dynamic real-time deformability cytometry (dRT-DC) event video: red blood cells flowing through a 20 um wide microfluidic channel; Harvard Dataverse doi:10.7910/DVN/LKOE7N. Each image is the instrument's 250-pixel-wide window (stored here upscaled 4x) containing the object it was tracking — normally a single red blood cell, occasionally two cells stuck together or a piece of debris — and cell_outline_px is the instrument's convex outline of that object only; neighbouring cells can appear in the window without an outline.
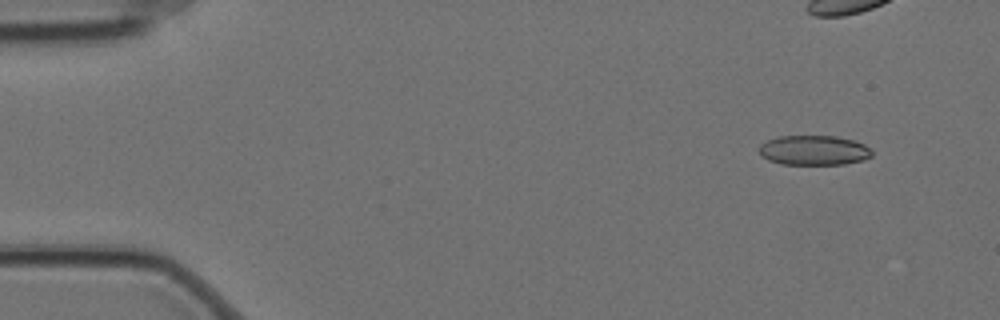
{"species": "Egyptian fruit bat (a non-hibernating species)", "species_latin": "Rousettus aegyptiacus", "temperature_condition": "cold", "stored_images_in_passage": 5, "camera_frame_rate_fps": 3000, "um_per_image_px": 0.085, "animal": {"sex": "female"}, "frame": {"image": 1, "passage_image": 1, "time_ms": 0.0, "image_size_px": [1000, 320], "cell_outline_px": [[872, 156], [864, 160], [844, 164], [780, 164], [768, 160], [760, 156], [760, 144], [768, 140], [780, 136], [836, 136], [856, 140], [872, 148]], "centroid_in_image_um": [69.21, 12.77], "position_along_channel_um": 15.8, "area_um2": 19.77}}
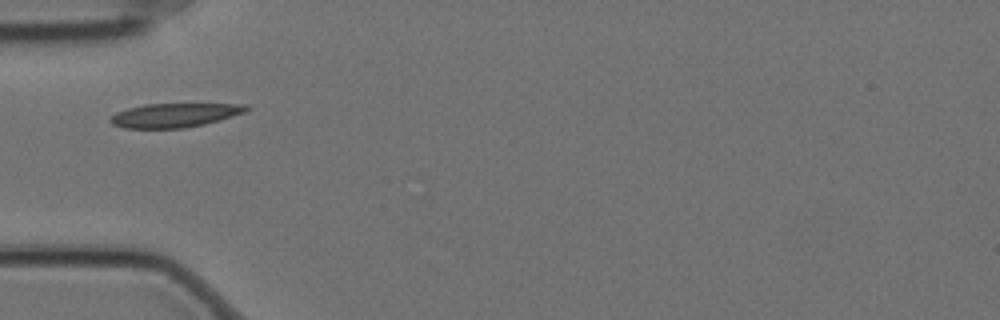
{"frame": {"image": 2, "passage_image": 5, "time_ms": 1.333, "image_size_px": [1000, 320], "cell_outline_px": [[252, 108], [244, 112], [220, 120], [204, 124], [184, 128], [124, 128], [112, 124], [108, 120], [116, 112], [128, 108], [144, 104], [248, 104]], "centroid_in_image_um": [14.85, 9.79], "position_along_channel_um": 70.2, "area_um2": 19.02}}